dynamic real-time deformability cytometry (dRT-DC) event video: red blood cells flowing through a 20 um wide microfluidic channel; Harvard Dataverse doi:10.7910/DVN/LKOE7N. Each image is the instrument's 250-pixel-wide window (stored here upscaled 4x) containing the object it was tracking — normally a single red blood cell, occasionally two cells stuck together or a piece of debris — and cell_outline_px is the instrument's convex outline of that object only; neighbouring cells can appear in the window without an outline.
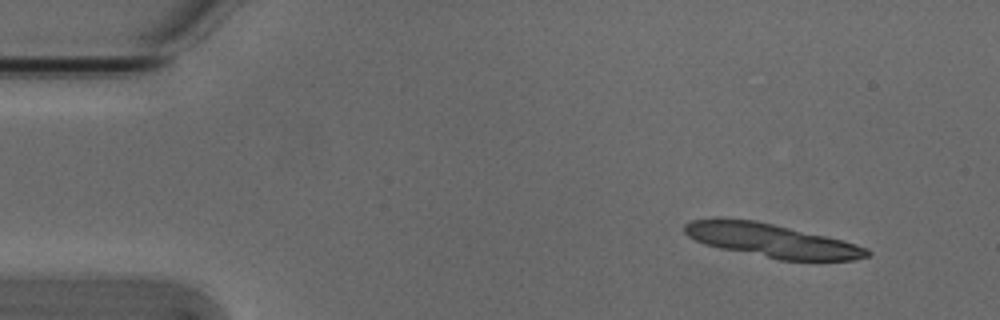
{"species": "Egyptian fruit bat (a non-hibernating species)", "species_latin": "Rousettus aegyptiacus", "temperature_condition": "cold", "stored_images_in_passage": 4, "segment_of_instrument_passage": [1, 2], "camera_frame_rate_fps": 3000, "um_per_image_px": 0.085, "animal": {"sex": "male"}, "frame": {"image": 1, "passage_image": 1, "time_ms": 0.0, "image_size_px": [1000, 320], "cell_outline_px": [[872, 252], [868, 256], [856, 260], [780, 260], [720, 248], [704, 244], [688, 236], [684, 232], [684, 224], [692, 220], [756, 220], [844, 240], [868, 248]], "centroid_in_image_um": [65.66, 20.47], "position_along_channel_um": 19.3, "area_um2": 35.2}}